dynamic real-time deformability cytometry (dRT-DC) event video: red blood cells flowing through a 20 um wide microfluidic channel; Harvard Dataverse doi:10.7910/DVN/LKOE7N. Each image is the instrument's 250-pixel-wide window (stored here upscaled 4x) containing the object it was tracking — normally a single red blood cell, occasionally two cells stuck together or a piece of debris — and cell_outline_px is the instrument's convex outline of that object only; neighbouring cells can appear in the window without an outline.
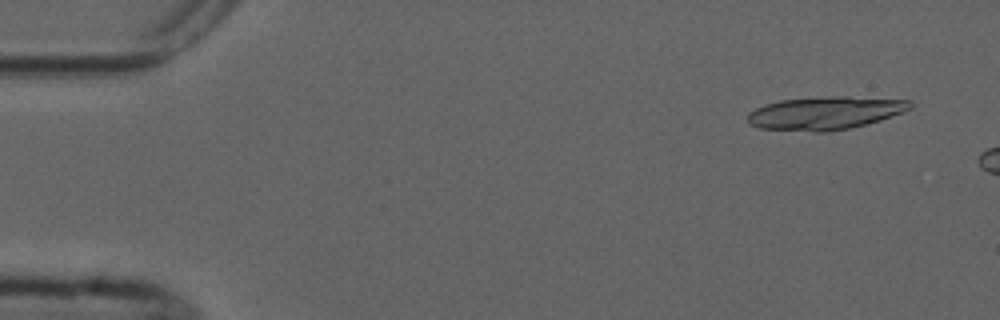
{"species": "common noctule bat (a hibernating species)", "species_latin": "Nyctalus noctula", "temperature_condition": "cold", "stored_images_in_passage": 3, "camera_frame_rate_fps": 3000, "um_per_image_px": 0.085, "animal": {"sex": "male", "forearm_length_mm": 52.5}, "frame": {"image": 1, "passage_image": 1, "time_ms": 0.0, "image_size_px": [1000, 320], "cell_outline_px": [[912, 108], [904, 112], [880, 120], [848, 128], [828, 132], [812, 132], [760, 128], [748, 124], [748, 112], [764, 104], [780, 100], [828, 96], [848, 96], [912, 100]], "centroid_in_image_um": [70.14, 9.6], "position_along_channel_um": 14.9, "area_um2": 31.5}}